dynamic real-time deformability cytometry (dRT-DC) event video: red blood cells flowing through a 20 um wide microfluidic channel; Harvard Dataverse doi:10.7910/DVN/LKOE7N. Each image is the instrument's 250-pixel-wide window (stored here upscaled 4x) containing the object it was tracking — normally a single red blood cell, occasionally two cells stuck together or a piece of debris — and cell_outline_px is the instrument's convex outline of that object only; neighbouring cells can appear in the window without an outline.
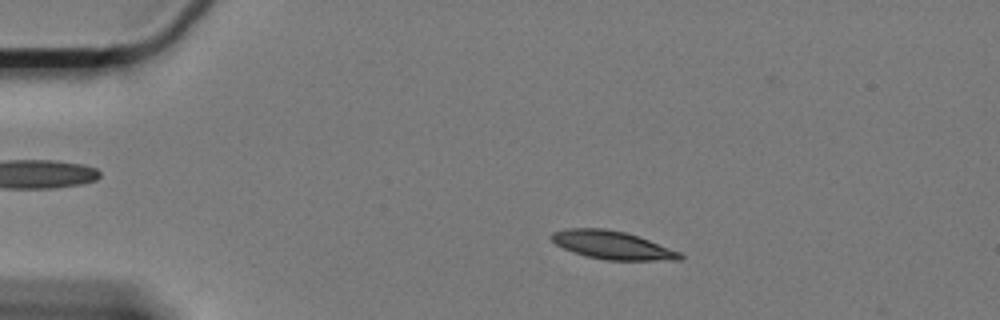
{"species": "Egyptian fruit bat (a non-hibernating species)", "species_latin": "Rousettus aegyptiacus", "temperature_condition": "cold", "stored_images_in_passage": 61, "camera_frame_rate_fps": 3000, "um_per_image_px": 0.085, "animal": {"sex": "female"}, "frame": {"image": 1, "passage_image": 12, "time_ms": 3.667, "image_size_px": [1000, 320], "cell_outline_px": [[684, 256], [680, 260], [604, 260], [584, 256], [564, 248], [556, 244], [548, 236], [552, 232], [568, 228], [604, 228], [624, 232], [648, 240], [680, 252]], "centroid_in_image_um": [52.0, 20.83], "position_along_channel_um": 33.0, "area_um2": 20.98}}
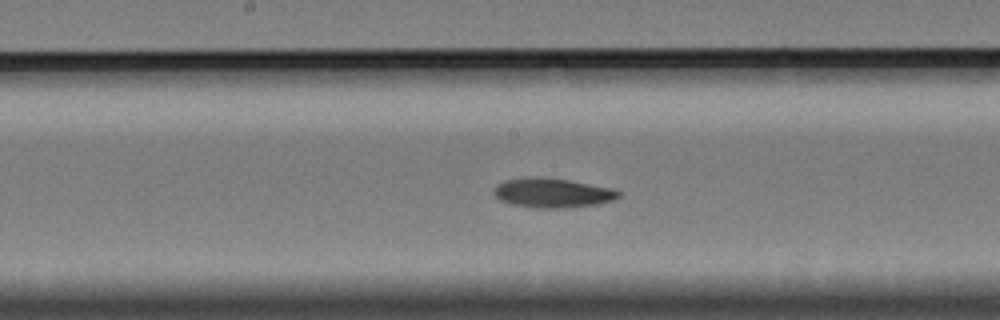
{"frame": {"image": 2, "passage_image": 32, "time_ms": 10.333, "image_size_px": [1000, 320], "cell_outline_px": [[620, 196], [612, 200], [596, 204], [564, 208], [536, 208], [512, 204], [500, 200], [492, 192], [496, 184], [504, 180], [528, 176], [568, 180], [612, 188], [620, 192]], "centroid_in_image_um": [46.91, 16.39], "position_along_channel_um": 201.3, "area_um2": 21.33}}
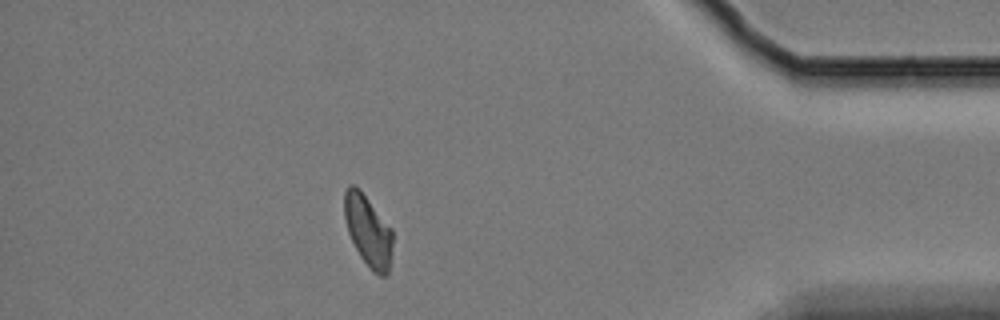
{"frame": {"image": 3, "passage_image": 54, "time_ms": 17.667, "image_size_px": [1000, 320], "cell_outline_px": [[392, 244], [388, 272], [384, 276], [380, 276], [372, 272], [360, 256], [348, 232], [344, 216], [344, 192], [348, 184], [356, 184], [392, 228]], "centroid_in_image_um": [31.27, 19.58], "position_along_channel_um": 403.9, "area_um2": 20.06}, "authors_computed_cell_mechanics": {"area_um2": 20.3456, "velocity_mm_per_s": 3.276, "shape_relaxation_time_tau1_ms": 7.1296, "shape_relaxation_time_tau2_ms": 6.1537, "deformation_change_tau1": 0.1616, "deformation_change_tau2": 0.1098}}